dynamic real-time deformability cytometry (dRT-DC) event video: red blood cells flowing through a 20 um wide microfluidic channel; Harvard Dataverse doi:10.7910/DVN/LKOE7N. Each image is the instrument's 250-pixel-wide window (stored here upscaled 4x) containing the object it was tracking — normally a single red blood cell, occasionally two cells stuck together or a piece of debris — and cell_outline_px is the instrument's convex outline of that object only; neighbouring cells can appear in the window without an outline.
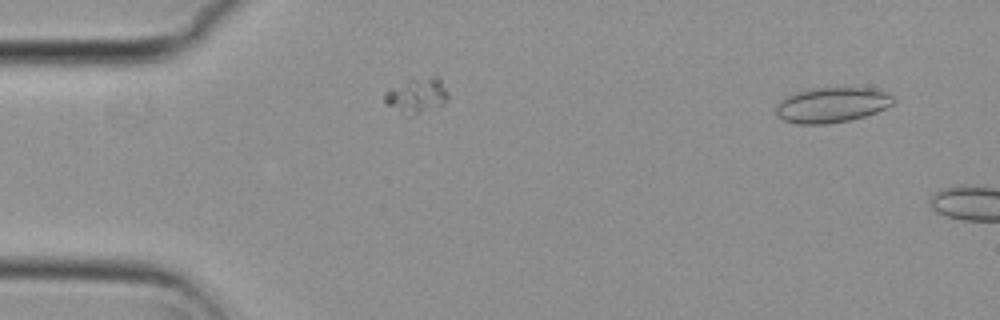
{"species": "common noctule bat (a hibernating species)", "species_latin": "Nyctalus noctula", "temperature_condition": "cold", "stored_images_in_passage": 39, "segment_of_instrument_passage": [1, 3], "camera_frame_rate_fps": 3000, "um_per_image_px": 0.085, "animal": {"sex": "female", "body_mass_g": 29.2, "forearm_length_mm": 56.3}, "frame": {"image": 1, "passage_image": 3, "time_ms": 0.667, "image_size_px": [1000, 320], "cell_outline_px": [[896, 100], [892, 104], [876, 112], [852, 120], [828, 124], [800, 124], [784, 120], [776, 112], [776, 104], [784, 96], [816, 88], [856, 84], [876, 88], [888, 92]], "centroid_in_image_um": [70.79, 8.86], "position_along_channel_um": 14.2, "area_um2": 24.91}}